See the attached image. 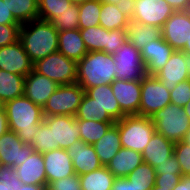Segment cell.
I'll return each mask as SVG.
<instances>
[{
    "label": "cell",
    "mask_w": 190,
    "mask_h": 190,
    "mask_svg": "<svg viewBox=\"0 0 190 190\" xmlns=\"http://www.w3.org/2000/svg\"><path fill=\"white\" fill-rule=\"evenodd\" d=\"M3 107L7 113L9 130L17 133L23 143L30 144L44 121L43 108L24 95L7 101Z\"/></svg>",
    "instance_id": "obj_1"
},
{
    "label": "cell",
    "mask_w": 190,
    "mask_h": 190,
    "mask_svg": "<svg viewBox=\"0 0 190 190\" xmlns=\"http://www.w3.org/2000/svg\"><path fill=\"white\" fill-rule=\"evenodd\" d=\"M58 32L50 21L42 19L21 24L19 40L33 63L58 51Z\"/></svg>",
    "instance_id": "obj_2"
},
{
    "label": "cell",
    "mask_w": 190,
    "mask_h": 190,
    "mask_svg": "<svg viewBox=\"0 0 190 190\" xmlns=\"http://www.w3.org/2000/svg\"><path fill=\"white\" fill-rule=\"evenodd\" d=\"M113 55L103 51L88 52L77 62V81L86 90L99 85L111 84L116 79Z\"/></svg>",
    "instance_id": "obj_3"
},
{
    "label": "cell",
    "mask_w": 190,
    "mask_h": 190,
    "mask_svg": "<svg viewBox=\"0 0 190 190\" xmlns=\"http://www.w3.org/2000/svg\"><path fill=\"white\" fill-rule=\"evenodd\" d=\"M115 124L118 126L121 145L142 153L156 130L151 117L125 115Z\"/></svg>",
    "instance_id": "obj_4"
},
{
    "label": "cell",
    "mask_w": 190,
    "mask_h": 190,
    "mask_svg": "<svg viewBox=\"0 0 190 190\" xmlns=\"http://www.w3.org/2000/svg\"><path fill=\"white\" fill-rule=\"evenodd\" d=\"M151 120L156 132L174 143L184 140L190 130V120L184 109L172 103L157 111Z\"/></svg>",
    "instance_id": "obj_5"
},
{
    "label": "cell",
    "mask_w": 190,
    "mask_h": 190,
    "mask_svg": "<svg viewBox=\"0 0 190 190\" xmlns=\"http://www.w3.org/2000/svg\"><path fill=\"white\" fill-rule=\"evenodd\" d=\"M33 70L58 85L73 84L77 81V62L58 51L37 60L33 64Z\"/></svg>",
    "instance_id": "obj_6"
},
{
    "label": "cell",
    "mask_w": 190,
    "mask_h": 190,
    "mask_svg": "<svg viewBox=\"0 0 190 190\" xmlns=\"http://www.w3.org/2000/svg\"><path fill=\"white\" fill-rule=\"evenodd\" d=\"M85 90L79 83L59 85L43 106L44 117L53 115L75 116Z\"/></svg>",
    "instance_id": "obj_7"
},
{
    "label": "cell",
    "mask_w": 190,
    "mask_h": 190,
    "mask_svg": "<svg viewBox=\"0 0 190 190\" xmlns=\"http://www.w3.org/2000/svg\"><path fill=\"white\" fill-rule=\"evenodd\" d=\"M88 52L103 51L114 55L127 39V29L106 30L100 25L80 29Z\"/></svg>",
    "instance_id": "obj_8"
},
{
    "label": "cell",
    "mask_w": 190,
    "mask_h": 190,
    "mask_svg": "<svg viewBox=\"0 0 190 190\" xmlns=\"http://www.w3.org/2000/svg\"><path fill=\"white\" fill-rule=\"evenodd\" d=\"M170 103V90L155 75H146L141 80L139 116L152 117Z\"/></svg>",
    "instance_id": "obj_9"
},
{
    "label": "cell",
    "mask_w": 190,
    "mask_h": 190,
    "mask_svg": "<svg viewBox=\"0 0 190 190\" xmlns=\"http://www.w3.org/2000/svg\"><path fill=\"white\" fill-rule=\"evenodd\" d=\"M116 79L142 80L147 74L140 51L128 40L113 55Z\"/></svg>",
    "instance_id": "obj_10"
},
{
    "label": "cell",
    "mask_w": 190,
    "mask_h": 190,
    "mask_svg": "<svg viewBox=\"0 0 190 190\" xmlns=\"http://www.w3.org/2000/svg\"><path fill=\"white\" fill-rule=\"evenodd\" d=\"M175 10L165 0H135L131 21L162 28Z\"/></svg>",
    "instance_id": "obj_11"
},
{
    "label": "cell",
    "mask_w": 190,
    "mask_h": 190,
    "mask_svg": "<svg viewBox=\"0 0 190 190\" xmlns=\"http://www.w3.org/2000/svg\"><path fill=\"white\" fill-rule=\"evenodd\" d=\"M52 131L53 150L60 148L67 150L80 139V129L75 116L53 115L44 117Z\"/></svg>",
    "instance_id": "obj_12"
},
{
    "label": "cell",
    "mask_w": 190,
    "mask_h": 190,
    "mask_svg": "<svg viewBox=\"0 0 190 190\" xmlns=\"http://www.w3.org/2000/svg\"><path fill=\"white\" fill-rule=\"evenodd\" d=\"M161 33L175 51H182L190 37V10L175 11L162 26Z\"/></svg>",
    "instance_id": "obj_13"
},
{
    "label": "cell",
    "mask_w": 190,
    "mask_h": 190,
    "mask_svg": "<svg viewBox=\"0 0 190 190\" xmlns=\"http://www.w3.org/2000/svg\"><path fill=\"white\" fill-rule=\"evenodd\" d=\"M34 148L30 144L23 143L17 133L8 131L0 137V165L17 167L24 162Z\"/></svg>",
    "instance_id": "obj_14"
},
{
    "label": "cell",
    "mask_w": 190,
    "mask_h": 190,
    "mask_svg": "<svg viewBox=\"0 0 190 190\" xmlns=\"http://www.w3.org/2000/svg\"><path fill=\"white\" fill-rule=\"evenodd\" d=\"M33 64L20 40L0 47V70L27 76L33 70Z\"/></svg>",
    "instance_id": "obj_15"
},
{
    "label": "cell",
    "mask_w": 190,
    "mask_h": 190,
    "mask_svg": "<svg viewBox=\"0 0 190 190\" xmlns=\"http://www.w3.org/2000/svg\"><path fill=\"white\" fill-rule=\"evenodd\" d=\"M112 92L125 115H138L141 99V80L115 79L111 83Z\"/></svg>",
    "instance_id": "obj_16"
},
{
    "label": "cell",
    "mask_w": 190,
    "mask_h": 190,
    "mask_svg": "<svg viewBox=\"0 0 190 190\" xmlns=\"http://www.w3.org/2000/svg\"><path fill=\"white\" fill-rule=\"evenodd\" d=\"M47 178V186L53 181L75 175V170L69 153L65 149H54L42 153Z\"/></svg>",
    "instance_id": "obj_17"
},
{
    "label": "cell",
    "mask_w": 190,
    "mask_h": 190,
    "mask_svg": "<svg viewBox=\"0 0 190 190\" xmlns=\"http://www.w3.org/2000/svg\"><path fill=\"white\" fill-rule=\"evenodd\" d=\"M175 50L161 37L148 42L140 51L147 75H155Z\"/></svg>",
    "instance_id": "obj_18"
},
{
    "label": "cell",
    "mask_w": 190,
    "mask_h": 190,
    "mask_svg": "<svg viewBox=\"0 0 190 190\" xmlns=\"http://www.w3.org/2000/svg\"><path fill=\"white\" fill-rule=\"evenodd\" d=\"M187 54L183 51H174L164 67L155 76L168 90L182 81L190 79L187 69Z\"/></svg>",
    "instance_id": "obj_19"
},
{
    "label": "cell",
    "mask_w": 190,
    "mask_h": 190,
    "mask_svg": "<svg viewBox=\"0 0 190 190\" xmlns=\"http://www.w3.org/2000/svg\"><path fill=\"white\" fill-rule=\"evenodd\" d=\"M58 86L56 82L48 77L32 70L25 76L24 96L43 108L48 98L56 91Z\"/></svg>",
    "instance_id": "obj_20"
},
{
    "label": "cell",
    "mask_w": 190,
    "mask_h": 190,
    "mask_svg": "<svg viewBox=\"0 0 190 190\" xmlns=\"http://www.w3.org/2000/svg\"><path fill=\"white\" fill-rule=\"evenodd\" d=\"M67 152L71 157L75 173L80 176L97 170L103 166L94 150V147L84 143L81 139L71 145Z\"/></svg>",
    "instance_id": "obj_21"
},
{
    "label": "cell",
    "mask_w": 190,
    "mask_h": 190,
    "mask_svg": "<svg viewBox=\"0 0 190 190\" xmlns=\"http://www.w3.org/2000/svg\"><path fill=\"white\" fill-rule=\"evenodd\" d=\"M22 184L47 186L44 158L41 152L34 151L22 164L15 167Z\"/></svg>",
    "instance_id": "obj_22"
},
{
    "label": "cell",
    "mask_w": 190,
    "mask_h": 190,
    "mask_svg": "<svg viewBox=\"0 0 190 190\" xmlns=\"http://www.w3.org/2000/svg\"><path fill=\"white\" fill-rule=\"evenodd\" d=\"M174 145V142L155 132L142 152L143 162L155 168L158 164L163 163L174 154Z\"/></svg>",
    "instance_id": "obj_23"
},
{
    "label": "cell",
    "mask_w": 190,
    "mask_h": 190,
    "mask_svg": "<svg viewBox=\"0 0 190 190\" xmlns=\"http://www.w3.org/2000/svg\"><path fill=\"white\" fill-rule=\"evenodd\" d=\"M58 52L76 62L88 53L79 28L58 32Z\"/></svg>",
    "instance_id": "obj_24"
},
{
    "label": "cell",
    "mask_w": 190,
    "mask_h": 190,
    "mask_svg": "<svg viewBox=\"0 0 190 190\" xmlns=\"http://www.w3.org/2000/svg\"><path fill=\"white\" fill-rule=\"evenodd\" d=\"M143 163L142 153L122 147L106 165L115 177H127Z\"/></svg>",
    "instance_id": "obj_25"
},
{
    "label": "cell",
    "mask_w": 190,
    "mask_h": 190,
    "mask_svg": "<svg viewBox=\"0 0 190 190\" xmlns=\"http://www.w3.org/2000/svg\"><path fill=\"white\" fill-rule=\"evenodd\" d=\"M85 93L95 99V102L106 111L116 122L122 119L125 114L121 111L120 105L112 92L111 84L99 85L85 90Z\"/></svg>",
    "instance_id": "obj_26"
},
{
    "label": "cell",
    "mask_w": 190,
    "mask_h": 190,
    "mask_svg": "<svg viewBox=\"0 0 190 190\" xmlns=\"http://www.w3.org/2000/svg\"><path fill=\"white\" fill-rule=\"evenodd\" d=\"M92 146L100 163L106 166L122 148L118 126L113 124L106 134Z\"/></svg>",
    "instance_id": "obj_27"
},
{
    "label": "cell",
    "mask_w": 190,
    "mask_h": 190,
    "mask_svg": "<svg viewBox=\"0 0 190 190\" xmlns=\"http://www.w3.org/2000/svg\"><path fill=\"white\" fill-rule=\"evenodd\" d=\"M25 76L0 70V100L7 101L24 95Z\"/></svg>",
    "instance_id": "obj_28"
},
{
    "label": "cell",
    "mask_w": 190,
    "mask_h": 190,
    "mask_svg": "<svg viewBox=\"0 0 190 190\" xmlns=\"http://www.w3.org/2000/svg\"><path fill=\"white\" fill-rule=\"evenodd\" d=\"M161 28L130 22L127 28V39L139 51L150 41L161 38Z\"/></svg>",
    "instance_id": "obj_29"
},
{
    "label": "cell",
    "mask_w": 190,
    "mask_h": 190,
    "mask_svg": "<svg viewBox=\"0 0 190 190\" xmlns=\"http://www.w3.org/2000/svg\"><path fill=\"white\" fill-rule=\"evenodd\" d=\"M79 179L81 190H111L115 176L106 166H101L95 171L80 175Z\"/></svg>",
    "instance_id": "obj_30"
},
{
    "label": "cell",
    "mask_w": 190,
    "mask_h": 190,
    "mask_svg": "<svg viewBox=\"0 0 190 190\" xmlns=\"http://www.w3.org/2000/svg\"><path fill=\"white\" fill-rule=\"evenodd\" d=\"M131 20L115 4L101 2L99 25L106 30L127 29Z\"/></svg>",
    "instance_id": "obj_31"
},
{
    "label": "cell",
    "mask_w": 190,
    "mask_h": 190,
    "mask_svg": "<svg viewBox=\"0 0 190 190\" xmlns=\"http://www.w3.org/2000/svg\"><path fill=\"white\" fill-rule=\"evenodd\" d=\"M12 12L14 18L20 23H28L38 19V0H3Z\"/></svg>",
    "instance_id": "obj_32"
},
{
    "label": "cell",
    "mask_w": 190,
    "mask_h": 190,
    "mask_svg": "<svg viewBox=\"0 0 190 190\" xmlns=\"http://www.w3.org/2000/svg\"><path fill=\"white\" fill-rule=\"evenodd\" d=\"M76 120H95L97 122H115L106 111L95 102V99L89 97L86 93L83 95L81 104L75 114Z\"/></svg>",
    "instance_id": "obj_33"
},
{
    "label": "cell",
    "mask_w": 190,
    "mask_h": 190,
    "mask_svg": "<svg viewBox=\"0 0 190 190\" xmlns=\"http://www.w3.org/2000/svg\"><path fill=\"white\" fill-rule=\"evenodd\" d=\"M79 126L80 139L84 143L93 145L100 140L115 122H97L95 120H76Z\"/></svg>",
    "instance_id": "obj_34"
},
{
    "label": "cell",
    "mask_w": 190,
    "mask_h": 190,
    "mask_svg": "<svg viewBox=\"0 0 190 190\" xmlns=\"http://www.w3.org/2000/svg\"><path fill=\"white\" fill-rule=\"evenodd\" d=\"M79 9V29H86L99 25L101 12V1L90 0L78 5Z\"/></svg>",
    "instance_id": "obj_35"
},
{
    "label": "cell",
    "mask_w": 190,
    "mask_h": 190,
    "mask_svg": "<svg viewBox=\"0 0 190 190\" xmlns=\"http://www.w3.org/2000/svg\"><path fill=\"white\" fill-rule=\"evenodd\" d=\"M70 5V0H38V19L52 22L58 15L67 11Z\"/></svg>",
    "instance_id": "obj_36"
},
{
    "label": "cell",
    "mask_w": 190,
    "mask_h": 190,
    "mask_svg": "<svg viewBox=\"0 0 190 190\" xmlns=\"http://www.w3.org/2000/svg\"><path fill=\"white\" fill-rule=\"evenodd\" d=\"M126 178L138 188H153L156 179L155 168L143 162Z\"/></svg>",
    "instance_id": "obj_37"
},
{
    "label": "cell",
    "mask_w": 190,
    "mask_h": 190,
    "mask_svg": "<svg viewBox=\"0 0 190 190\" xmlns=\"http://www.w3.org/2000/svg\"><path fill=\"white\" fill-rule=\"evenodd\" d=\"M30 145L36 152L44 153L53 150L52 131L45 121L39 125Z\"/></svg>",
    "instance_id": "obj_38"
},
{
    "label": "cell",
    "mask_w": 190,
    "mask_h": 190,
    "mask_svg": "<svg viewBox=\"0 0 190 190\" xmlns=\"http://www.w3.org/2000/svg\"><path fill=\"white\" fill-rule=\"evenodd\" d=\"M51 23L58 31L77 29L79 25L78 5H70L67 11L58 15Z\"/></svg>",
    "instance_id": "obj_39"
},
{
    "label": "cell",
    "mask_w": 190,
    "mask_h": 190,
    "mask_svg": "<svg viewBox=\"0 0 190 190\" xmlns=\"http://www.w3.org/2000/svg\"><path fill=\"white\" fill-rule=\"evenodd\" d=\"M21 185L15 168L0 165V190H17Z\"/></svg>",
    "instance_id": "obj_40"
},
{
    "label": "cell",
    "mask_w": 190,
    "mask_h": 190,
    "mask_svg": "<svg viewBox=\"0 0 190 190\" xmlns=\"http://www.w3.org/2000/svg\"><path fill=\"white\" fill-rule=\"evenodd\" d=\"M174 155L180 164L182 176L190 175V145L183 140L176 142Z\"/></svg>",
    "instance_id": "obj_41"
},
{
    "label": "cell",
    "mask_w": 190,
    "mask_h": 190,
    "mask_svg": "<svg viewBox=\"0 0 190 190\" xmlns=\"http://www.w3.org/2000/svg\"><path fill=\"white\" fill-rule=\"evenodd\" d=\"M171 103L182 108L190 101V79L179 82L170 90Z\"/></svg>",
    "instance_id": "obj_42"
},
{
    "label": "cell",
    "mask_w": 190,
    "mask_h": 190,
    "mask_svg": "<svg viewBox=\"0 0 190 190\" xmlns=\"http://www.w3.org/2000/svg\"><path fill=\"white\" fill-rule=\"evenodd\" d=\"M21 24H0V47L19 40Z\"/></svg>",
    "instance_id": "obj_43"
},
{
    "label": "cell",
    "mask_w": 190,
    "mask_h": 190,
    "mask_svg": "<svg viewBox=\"0 0 190 190\" xmlns=\"http://www.w3.org/2000/svg\"><path fill=\"white\" fill-rule=\"evenodd\" d=\"M49 190H81V183L77 174L53 181L49 186Z\"/></svg>",
    "instance_id": "obj_44"
},
{
    "label": "cell",
    "mask_w": 190,
    "mask_h": 190,
    "mask_svg": "<svg viewBox=\"0 0 190 190\" xmlns=\"http://www.w3.org/2000/svg\"><path fill=\"white\" fill-rule=\"evenodd\" d=\"M156 175L182 174L180 164L173 154L166 161L155 167Z\"/></svg>",
    "instance_id": "obj_45"
},
{
    "label": "cell",
    "mask_w": 190,
    "mask_h": 190,
    "mask_svg": "<svg viewBox=\"0 0 190 190\" xmlns=\"http://www.w3.org/2000/svg\"><path fill=\"white\" fill-rule=\"evenodd\" d=\"M182 174L156 175L155 186L161 188L173 187L181 180Z\"/></svg>",
    "instance_id": "obj_46"
},
{
    "label": "cell",
    "mask_w": 190,
    "mask_h": 190,
    "mask_svg": "<svg viewBox=\"0 0 190 190\" xmlns=\"http://www.w3.org/2000/svg\"><path fill=\"white\" fill-rule=\"evenodd\" d=\"M152 188H138L126 177H115L111 190H151Z\"/></svg>",
    "instance_id": "obj_47"
},
{
    "label": "cell",
    "mask_w": 190,
    "mask_h": 190,
    "mask_svg": "<svg viewBox=\"0 0 190 190\" xmlns=\"http://www.w3.org/2000/svg\"><path fill=\"white\" fill-rule=\"evenodd\" d=\"M0 24H20L3 0H0Z\"/></svg>",
    "instance_id": "obj_48"
},
{
    "label": "cell",
    "mask_w": 190,
    "mask_h": 190,
    "mask_svg": "<svg viewBox=\"0 0 190 190\" xmlns=\"http://www.w3.org/2000/svg\"><path fill=\"white\" fill-rule=\"evenodd\" d=\"M117 8L126 15L130 20L134 14V5L135 0H119L117 4H115Z\"/></svg>",
    "instance_id": "obj_49"
},
{
    "label": "cell",
    "mask_w": 190,
    "mask_h": 190,
    "mask_svg": "<svg viewBox=\"0 0 190 190\" xmlns=\"http://www.w3.org/2000/svg\"><path fill=\"white\" fill-rule=\"evenodd\" d=\"M175 11L190 10V0H165Z\"/></svg>",
    "instance_id": "obj_50"
},
{
    "label": "cell",
    "mask_w": 190,
    "mask_h": 190,
    "mask_svg": "<svg viewBox=\"0 0 190 190\" xmlns=\"http://www.w3.org/2000/svg\"><path fill=\"white\" fill-rule=\"evenodd\" d=\"M9 131V124H8V118L7 113L4 109H0V137Z\"/></svg>",
    "instance_id": "obj_51"
},
{
    "label": "cell",
    "mask_w": 190,
    "mask_h": 190,
    "mask_svg": "<svg viewBox=\"0 0 190 190\" xmlns=\"http://www.w3.org/2000/svg\"><path fill=\"white\" fill-rule=\"evenodd\" d=\"M172 190H190V175L182 176Z\"/></svg>",
    "instance_id": "obj_52"
},
{
    "label": "cell",
    "mask_w": 190,
    "mask_h": 190,
    "mask_svg": "<svg viewBox=\"0 0 190 190\" xmlns=\"http://www.w3.org/2000/svg\"><path fill=\"white\" fill-rule=\"evenodd\" d=\"M48 186L44 185H32V184H22L17 190H47Z\"/></svg>",
    "instance_id": "obj_53"
},
{
    "label": "cell",
    "mask_w": 190,
    "mask_h": 190,
    "mask_svg": "<svg viewBox=\"0 0 190 190\" xmlns=\"http://www.w3.org/2000/svg\"><path fill=\"white\" fill-rule=\"evenodd\" d=\"M185 113L187 114V117L190 120V101L185 105V107L183 108Z\"/></svg>",
    "instance_id": "obj_54"
},
{
    "label": "cell",
    "mask_w": 190,
    "mask_h": 190,
    "mask_svg": "<svg viewBox=\"0 0 190 190\" xmlns=\"http://www.w3.org/2000/svg\"><path fill=\"white\" fill-rule=\"evenodd\" d=\"M182 51L185 52L186 54H190V37H189V42H186V45Z\"/></svg>",
    "instance_id": "obj_55"
},
{
    "label": "cell",
    "mask_w": 190,
    "mask_h": 190,
    "mask_svg": "<svg viewBox=\"0 0 190 190\" xmlns=\"http://www.w3.org/2000/svg\"><path fill=\"white\" fill-rule=\"evenodd\" d=\"M72 2V4H75V5H80V4H83L84 2H88L90 0H70Z\"/></svg>",
    "instance_id": "obj_56"
},
{
    "label": "cell",
    "mask_w": 190,
    "mask_h": 190,
    "mask_svg": "<svg viewBox=\"0 0 190 190\" xmlns=\"http://www.w3.org/2000/svg\"><path fill=\"white\" fill-rule=\"evenodd\" d=\"M103 3H109V4H117L119 0H99Z\"/></svg>",
    "instance_id": "obj_57"
},
{
    "label": "cell",
    "mask_w": 190,
    "mask_h": 190,
    "mask_svg": "<svg viewBox=\"0 0 190 190\" xmlns=\"http://www.w3.org/2000/svg\"><path fill=\"white\" fill-rule=\"evenodd\" d=\"M183 141L190 145V130L186 133V136Z\"/></svg>",
    "instance_id": "obj_58"
},
{
    "label": "cell",
    "mask_w": 190,
    "mask_h": 190,
    "mask_svg": "<svg viewBox=\"0 0 190 190\" xmlns=\"http://www.w3.org/2000/svg\"><path fill=\"white\" fill-rule=\"evenodd\" d=\"M186 64L188 65L187 69H188V73H189V76H190V54H187V62H186Z\"/></svg>",
    "instance_id": "obj_59"
},
{
    "label": "cell",
    "mask_w": 190,
    "mask_h": 190,
    "mask_svg": "<svg viewBox=\"0 0 190 190\" xmlns=\"http://www.w3.org/2000/svg\"><path fill=\"white\" fill-rule=\"evenodd\" d=\"M151 190H171L170 188H161V187H156L155 185H154V187L151 189Z\"/></svg>",
    "instance_id": "obj_60"
},
{
    "label": "cell",
    "mask_w": 190,
    "mask_h": 190,
    "mask_svg": "<svg viewBox=\"0 0 190 190\" xmlns=\"http://www.w3.org/2000/svg\"><path fill=\"white\" fill-rule=\"evenodd\" d=\"M3 103L1 102V100H0V109H2L3 108Z\"/></svg>",
    "instance_id": "obj_61"
}]
</instances>
